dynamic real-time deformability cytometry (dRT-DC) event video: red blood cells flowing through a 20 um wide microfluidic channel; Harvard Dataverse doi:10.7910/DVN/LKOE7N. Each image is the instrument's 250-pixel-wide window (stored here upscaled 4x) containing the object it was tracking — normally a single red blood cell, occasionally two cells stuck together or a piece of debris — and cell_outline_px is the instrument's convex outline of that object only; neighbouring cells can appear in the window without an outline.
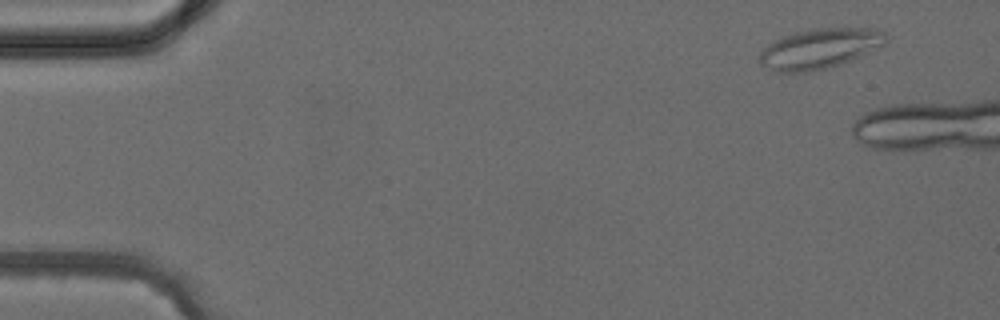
{"species": "common noctule bat (a hibernating species)", "species_latin": "Nyctalus noctula", "temperature_condition": "cold", "stored_images_in_passage": 2, "camera_frame_rate_fps": 3000, "um_per_image_px": 0.085, "animal": {"sex": "female", "body_mass_g": 24.6, "forearm_length_mm": 56.2}, "frame": {"image": 1, "passage_image": 1, "time_ms": 0.0, "image_size_px": [1000, 320], "cell_outline_px": [[888, 40], [884, 44], [840, 64], [828, 68], [804, 72], [776, 72], [760, 64], [760, 52], [768, 44], [784, 36], [796, 32], [816, 28], [876, 28], [884, 32]], "centroid_in_image_um": [69.66, 4.12], "position_along_channel_um": 15.3, "area_um2": 29.07}}